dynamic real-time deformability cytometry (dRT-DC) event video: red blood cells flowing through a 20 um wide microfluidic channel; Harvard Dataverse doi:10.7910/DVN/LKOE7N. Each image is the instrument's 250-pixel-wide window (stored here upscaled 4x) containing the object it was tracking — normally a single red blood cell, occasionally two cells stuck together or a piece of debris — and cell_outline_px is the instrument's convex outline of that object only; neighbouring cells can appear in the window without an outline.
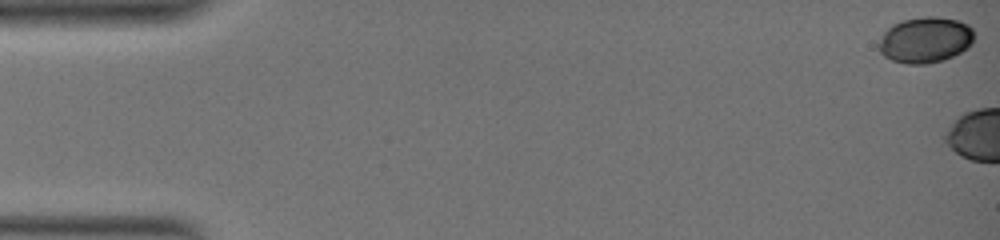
{"species": "common noctule bat (a hibernating species)", "species_latin": "Nyctalus noctula", "temperature_condition": "warm", "stored_images_in_passage": 6, "camera_frame_rate_fps": 3000, "um_per_image_px": 0.085, "animal": {"sex": "female", "body_mass_g": 19.0, "forearm_length_mm": 51.5}, "frame": {"image": 1, "passage_image": 1, "time_ms": 0.0, "image_size_px": [1000, 240], "cell_outline_px": [[976, 36], [972, 44], [968, 48], [944, 60], [924, 64], [904, 64], [892, 60], [884, 56], [880, 52], [880, 40], [884, 32], [892, 24], [904, 20], [924, 16], [936, 16], [956, 20], [968, 24], [972, 28]], "centroid_in_image_um": [78.69, 3.39], "position_along_channel_um": 6.3, "area_um2": 25.61}}